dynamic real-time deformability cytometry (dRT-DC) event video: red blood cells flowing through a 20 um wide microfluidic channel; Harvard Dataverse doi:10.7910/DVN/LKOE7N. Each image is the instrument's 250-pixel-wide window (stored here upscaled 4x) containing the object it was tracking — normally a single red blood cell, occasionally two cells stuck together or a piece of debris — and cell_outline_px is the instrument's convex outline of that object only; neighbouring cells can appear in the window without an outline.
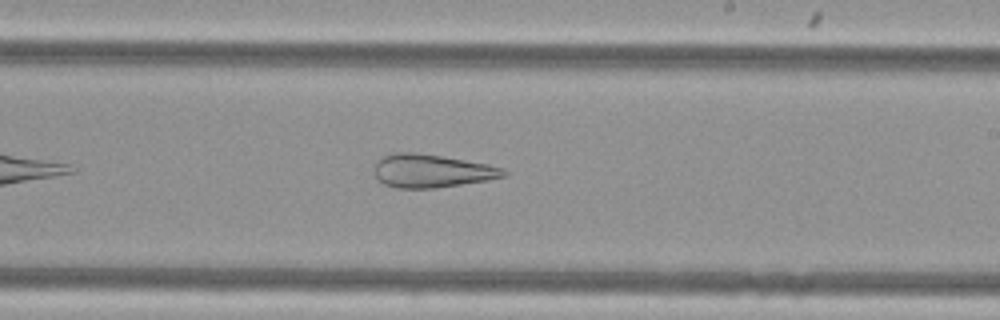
{"species": "Egyptian fruit bat (a non-hibernating species)", "species_latin": "Rousettus aegyptiacus", "temperature_condition": "cold", "stored_images_in_passage": 33, "camera_frame_rate_fps": 3000, "um_per_image_px": 0.085, "animal": {"sex": "female"}, "frame": {"image": 1, "passage_image": 19, "time_ms": 6.0, "image_size_px": [1000, 320], "cell_outline_px": [[508, 172], [504, 176], [488, 180], [432, 188], [396, 188], [384, 184], [376, 176], [376, 160], [384, 156], [396, 152], [416, 152], [488, 164], [504, 168]], "centroid_in_image_um": [36.7, 14.52], "position_along_channel_um": 252.3, "area_um2": 24.74}, "authors_computed_cell_mechanics": {"area_um2": 29.0734, "velocity_mm_per_s": 3.6775, "shape_relaxation_time_tau1_ms": null, "shape_relaxation_time_tau2_ms": 3.5671, "deformation_change_tau1": null, "deformation_change_tau2": 0.1504}}